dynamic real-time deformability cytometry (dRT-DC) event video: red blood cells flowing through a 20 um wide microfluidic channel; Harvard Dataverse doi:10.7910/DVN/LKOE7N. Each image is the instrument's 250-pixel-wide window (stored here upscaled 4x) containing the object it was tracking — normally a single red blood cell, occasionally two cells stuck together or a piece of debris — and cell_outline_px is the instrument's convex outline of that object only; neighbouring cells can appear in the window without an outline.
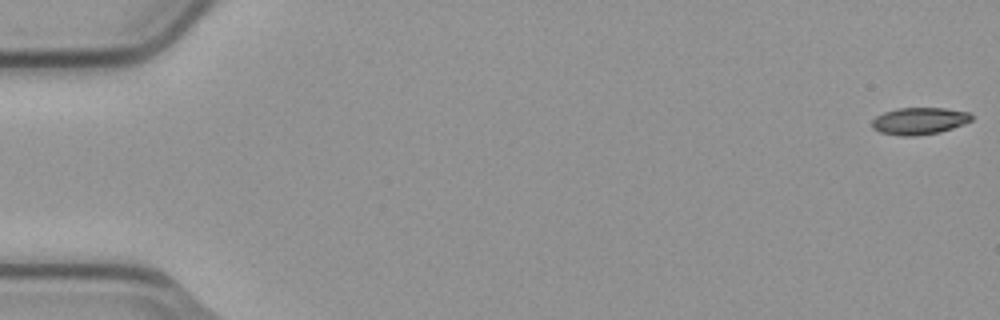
{"species": "common noctule bat (a hibernating species)", "species_latin": "Nyctalus noctula", "temperature_condition": "cold", "stored_images_in_passage": 55, "camera_frame_rate_fps": 3000, "um_per_image_px": 0.085, "animal": {"sex": "male", "body_mass_g": 23.1, "forearm_length_mm": 52.7}, "frame": {"image": 1, "passage_image": 1, "time_ms": 0.0, "image_size_px": [1000, 320], "cell_outline_px": [[972, 120], [964, 124], [940, 132], [916, 136], [900, 136], [880, 132], [872, 128], [872, 120], [876, 116], [884, 112], [896, 108], [944, 108], [972, 112]], "centroid_in_image_um": [78.15, 10.28], "position_along_channel_um": 6.8, "area_um2": 15.84}}
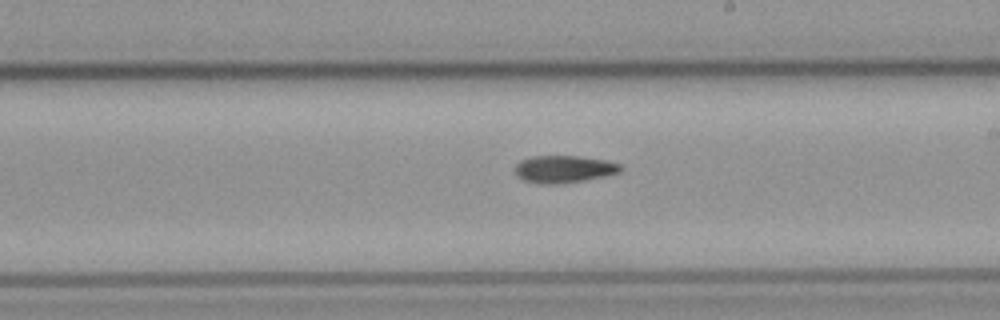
{"frame": {"image": 2, "passage_image": 32, "time_ms": 10.333, "image_size_px": [1000, 320], "cell_outline_px": [[624, 168], [620, 172], [580, 180], [552, 184], [544, 184], [524, 180], [516, 176], [516, 164], [520, 160], [532, 156], [580, 156], [608, 160], [620, 164]], "centroid_in_image_um": [47.92, 14.35], "position_along_channel_um": 241.1, "area_um2": 16.53}}
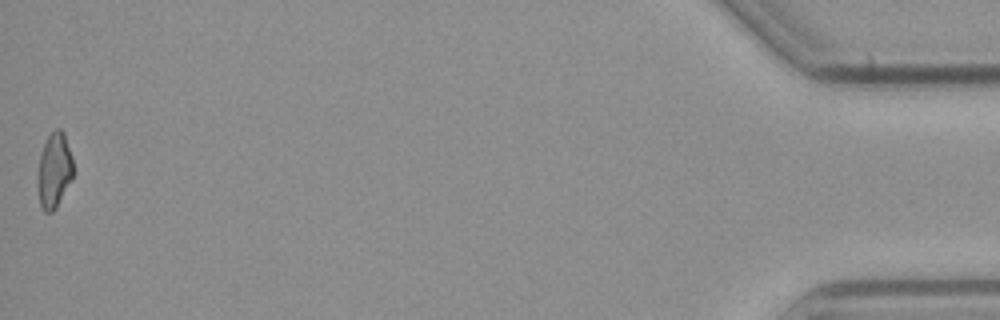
{"frame": {"image": 3, "passage_image": 55, "time_ms": 18.0, "image_size_px": [1000, 320], "cell_outline_px": [[72, 180], [56, 208], [52, 212], [44, 212], [40, 204], [36, 176], [40, 152], [48, 136], [56, 128], [60, 128], [64, 132], [72, 156]], "centroid_in_image_um": [4.59, 14.48], "position_along_channel_um": 430.6, "area_um2": 15.78}}